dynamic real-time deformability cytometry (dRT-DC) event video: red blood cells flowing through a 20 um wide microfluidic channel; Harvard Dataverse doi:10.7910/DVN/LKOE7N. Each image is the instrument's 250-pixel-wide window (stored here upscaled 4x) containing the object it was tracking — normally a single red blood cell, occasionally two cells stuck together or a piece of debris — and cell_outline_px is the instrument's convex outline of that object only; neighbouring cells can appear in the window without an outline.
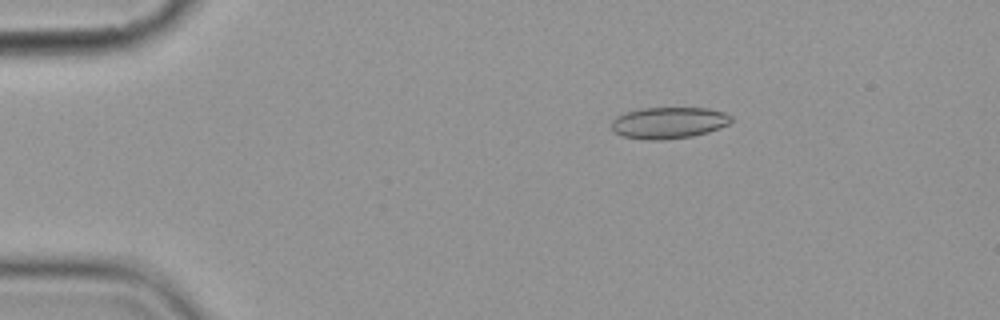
{"species": "common noctule bat (a hibernating species)", "species_latin": "Nyctalus noctula", "temperature_condition": "cold", "stored_images_in_passage": 4, "camera_frame_rate_fps": 3000, "um_per_image_px": 0.085, "animal": {"sex": "female", "body_mass_g": 19.9}, "frame": {"image": 1, "passage_image": 2, "time_ms": 1.333, "image_size_px": [1000, 320], "cell_outline_px": [[732, 120], [728, 124], [720, 128], [708, 132], [692, 136], [664, 140], [648, 140], [624, 136], [612, 132], [612, 120], [616, 116], [640, 108], [708, 108], [724, 112], [732, 116]], "centroid_in_image_um": [56.84, 10.44], "position_along_channel_um": 28.2, "area_um2": 22.02}}